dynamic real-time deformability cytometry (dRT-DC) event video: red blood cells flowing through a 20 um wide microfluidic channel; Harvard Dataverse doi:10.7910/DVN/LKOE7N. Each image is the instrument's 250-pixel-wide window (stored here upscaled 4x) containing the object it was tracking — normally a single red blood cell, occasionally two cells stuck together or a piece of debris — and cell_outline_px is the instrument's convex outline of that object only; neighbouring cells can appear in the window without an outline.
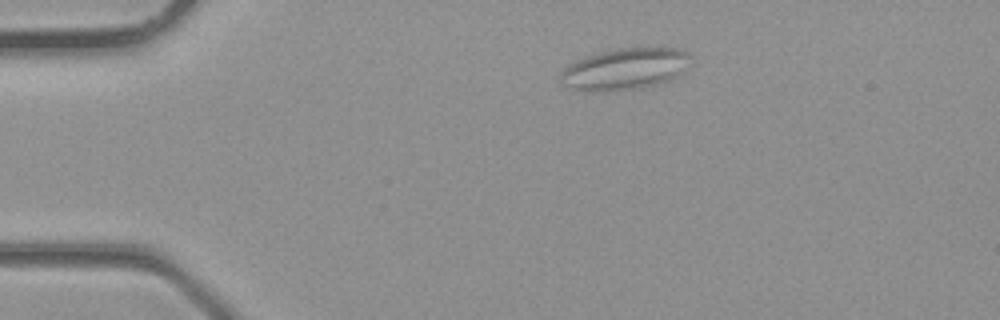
{"species": "common noctule bat (a hibernating species)", "species_latin": "Nyctalus noctula", "temperature_condition": "room temperature", "stored_images_in_passage": 2, "camera_frame_rate_fps": 3000, "um_per_image_px": 0.085, "animal": {"sex": "male", "body_mass_g": 23.1, "forearm_length_mm": 52.7}, "frame": {"image": 1, "passage_image": 2, "time_ms": 0.333, "image_size_px": [1000, 320], "cell_outline_px": [[692, 56], [688, 68], [684, 72], [668, 80], [656, 84], [636, 88], [572, 88], [564, 84], [560, 80], [560, 72], [568, 64], [584, 56], [616, 48], [680, 48], [688, 52]], "centroid_in_image_um": [53.2, 5.79], "position_along_channel_um": 31.8, "area_um2": 30.63}}